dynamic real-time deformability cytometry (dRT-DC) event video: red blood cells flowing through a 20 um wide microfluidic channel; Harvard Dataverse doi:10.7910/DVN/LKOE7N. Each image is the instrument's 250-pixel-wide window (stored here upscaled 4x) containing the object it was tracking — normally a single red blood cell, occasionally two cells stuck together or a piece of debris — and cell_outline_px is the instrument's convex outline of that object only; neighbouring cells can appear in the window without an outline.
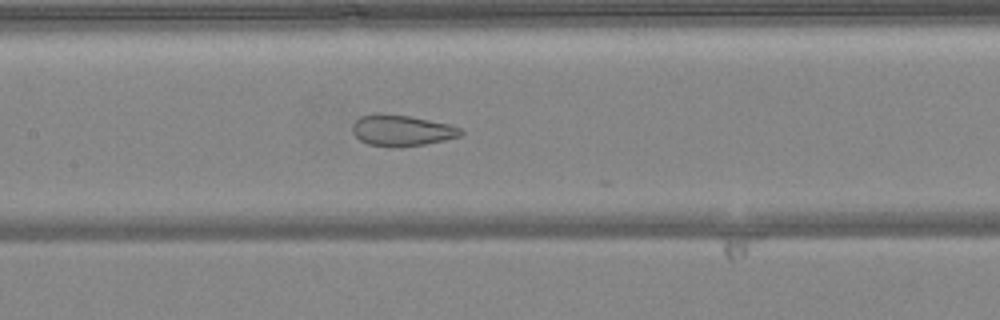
{"species": "common noctule bat (a hibernating species)", "species_latin": "Nyctalus noctula", "temperature_condition": "warm", "stored_images_in_passage": 50, "camera_frame_rate_fps": 3000, "um_per_image_px": 0.085, "animal": {"sex": "female", "body_mass_g": 24.6, "forearm_length_mm": 56.2}, "frame": {"image": 1, "passage_image": 24, "time_ms": 7.667, "image_size_px": [1000, 320], "cell_outline_px": [[464, 132], [460, 136], [444, 140], [424, 144], [392, 148], [388, 148], [368, 144], [360, 140], [352, 132], [352, 124], [360, 116], [380, 112], [384, 112], [408, 116], [448, 124], [460, 128]], "centroid_in_image_um": [34.09, 11.09], "position_along_channel_um": 173.3, "area_um2": 19.77}}
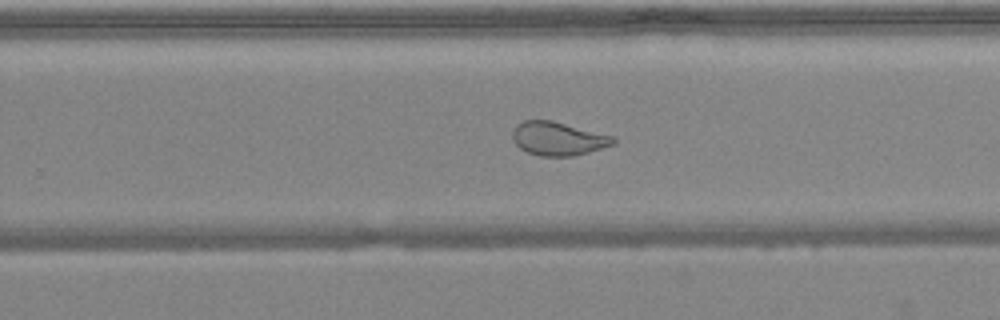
{"frame": {"image": 2, "passage_image": 32, "time_ms": 10.333, "image_size_px": [1000, 320], "cell_outline_px": [[616, 144], [588, 152], [572, 156], [540, 156], [528, 152], [520, 148], [512, 140], [512, 132], [516, 124], [524, 120], [552, 120], [612, 136], [616, 140]], "centroid_in_image_um": [47.41, 11.78], "position_along_channel_um": 282.4, "area_um2": 19.65}}
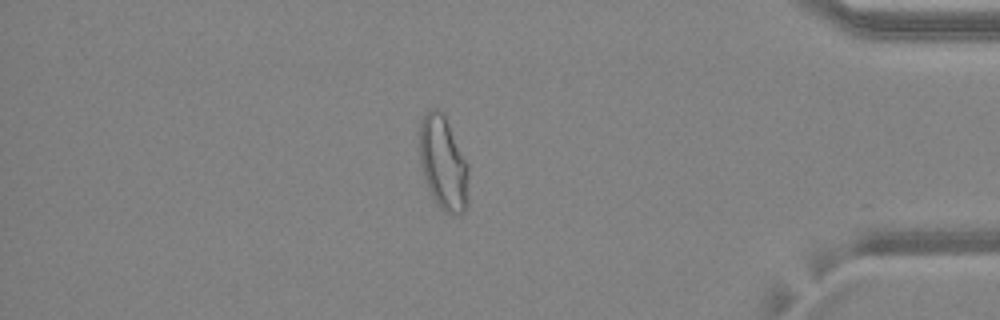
{"frame": {"image": 3, "passage_image": 43, "time_ms": 14.0, "image_size_px": [1000, 320], "cell_outline_px": [[468, 200], [464, 212], [460, 216], [444, 212], [436, 204], [428, 188], [420, 164], [420, 120], [424, 112], [432, 108], [436, 108], [444, 112], [468, 164]], "centroid_in_image_um": [37.68, 13.86], "position_along_channel_um": 397.5, "area_um2": 27.28}, "authors_computed_cell_mechanics": {"area_um2": 25.8944, "velocity_mm_per_s": 4.1132, "shape_relaxation_time_tau1_ms": null, "shape_relaxation_time_tau2_ms": 0.7414, "deformation_change_tau1": null, "deformation_change_tau2": 0.0674}}